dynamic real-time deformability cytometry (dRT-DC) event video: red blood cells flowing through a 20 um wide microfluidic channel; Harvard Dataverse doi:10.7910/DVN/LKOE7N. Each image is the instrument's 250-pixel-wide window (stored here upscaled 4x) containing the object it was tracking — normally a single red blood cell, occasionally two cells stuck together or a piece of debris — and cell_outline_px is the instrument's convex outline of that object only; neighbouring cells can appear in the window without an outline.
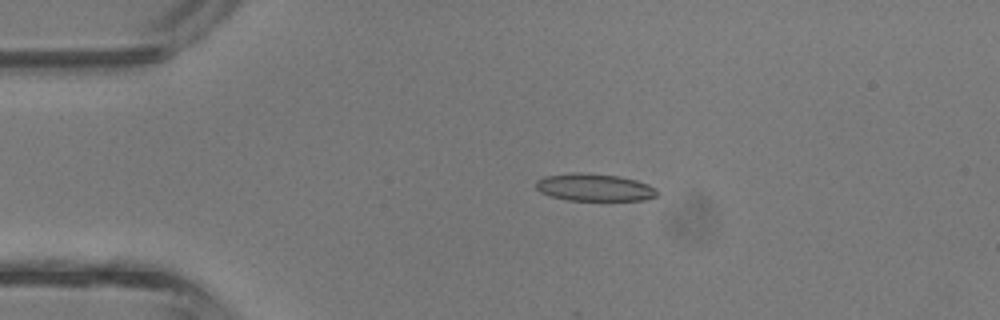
{"species": "common noctule bat (a hibernating species)", "species_latin": "Nyctalus noctula", "temperature_condition": "room temperature", "stored_images_in_passage": 33, "camera_frame_rate_fps": 3000, "um_per_image_px": 0.085, "animal": {"sex": "male", "body_mass_g": 13.3}, "frame": {"image": 1, "passage_image": 1, "time_ms": 0.0, "image_size_px": [1000, 320], "cell_outline_px": [[660, 192], [656, 196], [644, 200], [568, 200], [548, 196], [540, 192], [536, 188], [536, 180], [544, 176], [572, 172], [580, 172], [620, 176], [636, 180], [648, 184], [656, 188]], "centroid_in_image_um": [50.51, 15.92], "position_along_channel_um": 34.5, "area_um2": 19.59}}
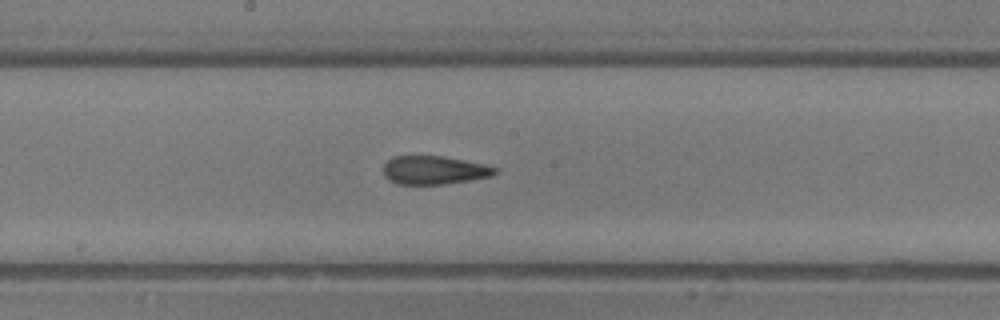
{"frame": {"image": 2, "passage_image": 14, "time_ms": 4.333, "image_size_px": [1000, 320], "cell_outline_px": [[496, 172], [492, 176], [472, 180], [444, 184], [396, 184], [388, 180], [384, 176], [384, 164], [392, 156], [444, 156], [484, 164], [496, 168]], "centroid_in_image_um": [36.88, 14.46], "position_along_channel_um": 211.3, "area_um2": 18.55}}
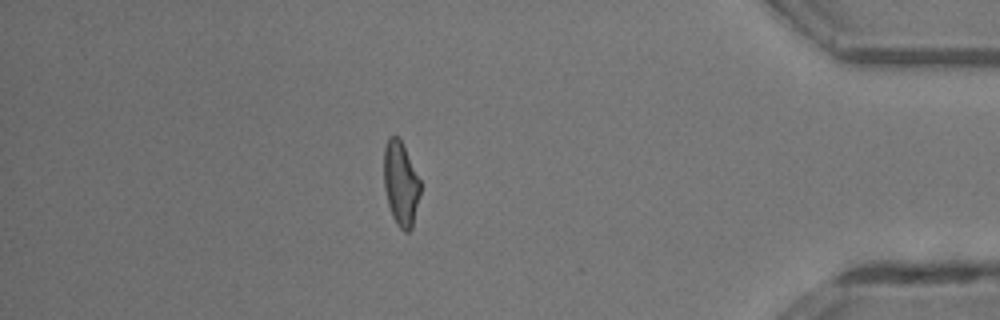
{"frame": {"image": 3, "passage_image": 28, "time_ms": 9.0, "image_size_px": [1000, 320], "cell_outline_px": [[420, 192], [412, 228], [408, 232], [404, 232], [396, 224], [392, 216], [388, 204], [384, 188], [384, 148], [388, 140], [392, 136], [396, 136], [400, 140], [420, 180]], "centroid_in_image_um": [34.05, 15.66], "position_along_channel_um": 401.1, "area_um2": 17.57}, "authors_computed_cell_mechanics": {"area_um2": 18.8428, "velocity_mm_per_s": 4.9932, "shape_relaxation_time_tau1_ms": 10.6497, "shape_relaxation_time_tau2_ms": 1.5667, "deformation_change_tau1": 0.3171, "deformation_change_tau2": 0.1038}}